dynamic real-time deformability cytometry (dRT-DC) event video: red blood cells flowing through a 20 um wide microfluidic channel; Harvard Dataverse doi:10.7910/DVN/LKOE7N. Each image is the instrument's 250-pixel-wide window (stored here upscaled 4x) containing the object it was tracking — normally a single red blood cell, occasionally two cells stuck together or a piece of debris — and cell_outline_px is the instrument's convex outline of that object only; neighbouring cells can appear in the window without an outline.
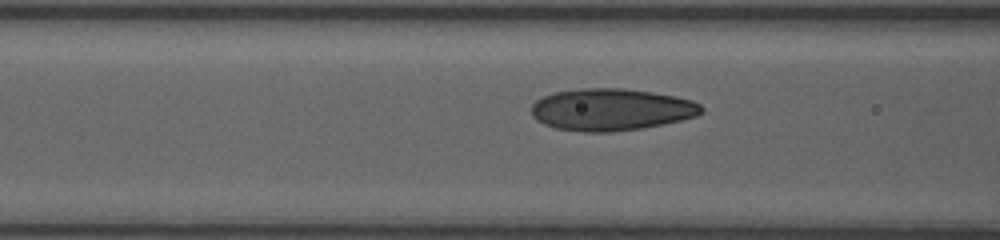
{"species": "human", "species_latin": "Homo sapiens", "temperature_condition": "room temperature", "stored_images_in_passage": 13, "camera_frame_rate_fps": 3000, "um_per_image_px": 0.085, "donor": {"sex": "female"}, "frame": {"image": 1, "passage_image": 11, "time_ms": 5.333, "image_size_px": [1000, 240], "cell_outline_px": [[704, 112], [696, 116], [680, 120], [640, 128], [608, 132], [584, 132], [556, 128], [544, 124], [536, 120], [532, 116], [532, 104], [536, 100], [552, 92], [580, 88], [624, 88], [652, 92], [676, 96], [692, 100], [700, 104], [704, 108]], "centroid_in_image_um": [51.94, 9.3], "position_along_channel_um": 114.7, "area_um2": 41.67}}